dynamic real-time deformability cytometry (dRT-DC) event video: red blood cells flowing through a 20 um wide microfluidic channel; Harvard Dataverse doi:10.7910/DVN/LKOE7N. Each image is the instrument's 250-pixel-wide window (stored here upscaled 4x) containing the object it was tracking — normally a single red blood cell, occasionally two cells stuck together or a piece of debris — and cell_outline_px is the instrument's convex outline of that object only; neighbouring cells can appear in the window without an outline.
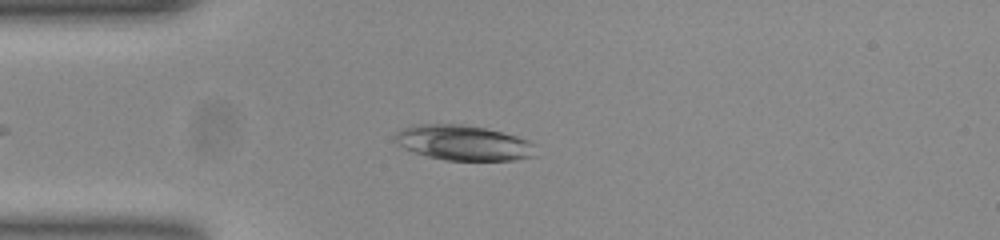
{"species": "common noctule bat (a hibernating species)", "species_latin": "Nyctalus noctula", "temperature_condition": "room temperature", "stored_images_in_passage": 37, "camera_frame_rate_fps": 3000, "um_per_image_px": 0.085, "animal": {"sex": "female", "body_mass_g": 23.0, "forearm_length_mm": 53.4}, "frame": {"image": 1, "passage_image": 4, "time_ms": 1.0, "image_size_px": [1000, 240], "cell_outline_px": [[532, 156], [512, 160], [444, 160], [428, 156], [404, 148], [396, 144], [396, 132], [404, 128], [416, 124], [460, 124], [484, 128], [516, 136], [528, 140], [532, 144]], "centroid_in_image_um": [39.33, 12.13], "position_along_channel_um": 45.7, "area_um2": 28.21}}
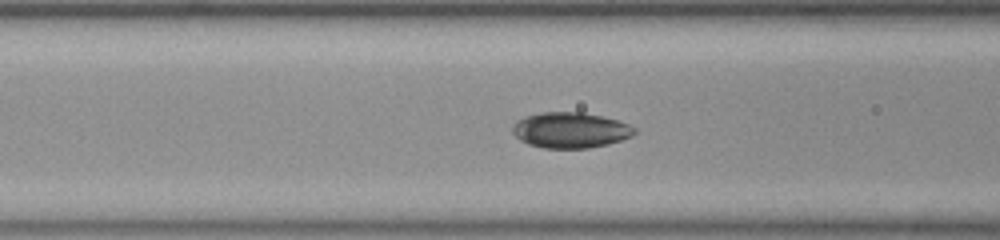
{"frame": {"image": 2, "passage_image": 11, "time_ms": 3.333, "image_size_px": [1000, 240], "cell_outline_px": [[636, 132], [632, 136], [608, 144], [588, 148], [544, 148], [528, 144], [520, 140], [512, 132], [512, 124], [516, 120], [524, 116], [540, 112], [584, 112], [616, 120], [628, 124], [636, 128]], "centroid_in_image_um": [48.45, 11.06], "position_along_channel_um": 118.2, "area_um2": 25.43}}
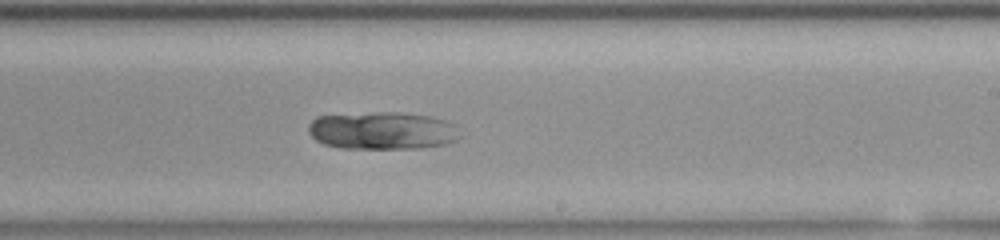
{"frame": {"image": 3, "passage_image": 22, "time_ms": 7.0, "image_size_px": [1000, 240], "cell_outline_px": [[460, 136], [444, 144], [420, 148], [340, 148], [324, 144], [316, 140], [308, 132], [308, 124], [316, 116], [376, 112], [400, 112], [432, 116], [448, 120], [456, 124]], "centroid_in_image_um": [32.5, 11.09], "position_along_channel_um": 256.5, "area_um2": 33.41}}